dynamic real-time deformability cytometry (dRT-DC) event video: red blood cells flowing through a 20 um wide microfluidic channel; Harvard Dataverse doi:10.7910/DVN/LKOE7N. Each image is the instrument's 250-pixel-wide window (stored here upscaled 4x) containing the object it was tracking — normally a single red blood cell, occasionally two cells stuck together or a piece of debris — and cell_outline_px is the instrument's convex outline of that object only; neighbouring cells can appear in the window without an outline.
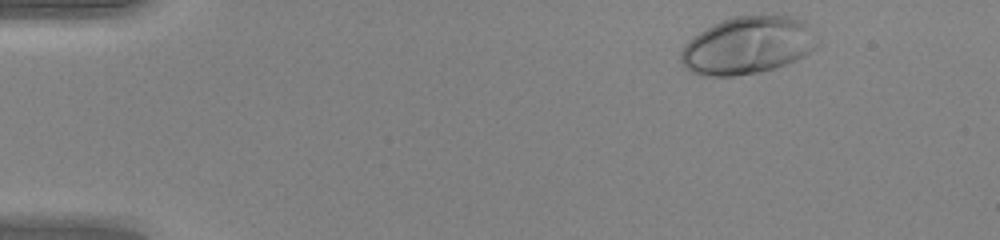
{"species": "human", "species_latin": "Homo sapiens", "temperature_condition": "warm", "stored_images_in_passage": 44, "camera_frame_rate_fps": 3000, "um_per_image_px": 0.085, "donor": {"sex": "female"}, "frame": {"image": 1, "passage_image": 2, "time_ms": 0.333, "image_size_px": [1000, 240], "cell_outline_px": [[820, 44], [816, 48], [804, 56], [796, 60], [760, 72], [732, 76], [700, 76], [692, 72], [680, 60], [680, 52], [684, 44], [700, 32], [724, 20], [736, 16], [792, 16], [804, 20], [808, 24], [820, 40]], "centroid_in_image_um": [63.6, 3.86], "position_along_channel_um": 21.4, "area_um2": 45.6}}
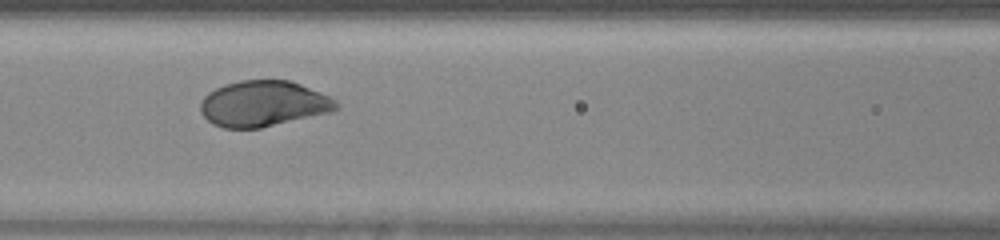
{"frame": {"image": 2, "passage_image": 18, "time_ms": 5.667, "image_size_px": [1000, 240], "cell_outline_px": [[340, 108], [332, 112], [260, 128], [224, 128], [212, 124], [200, 112], [200, 104], [204, 96], [208, 92], [224, 84], [240, 80], [288, 80], [300, 84], [328, 96], [336, 100], [340, 104]], "centroid_in_image_um": [22.38, 8.82], "position_along_channel_um": 144.2, "area_um2": 36.3}}
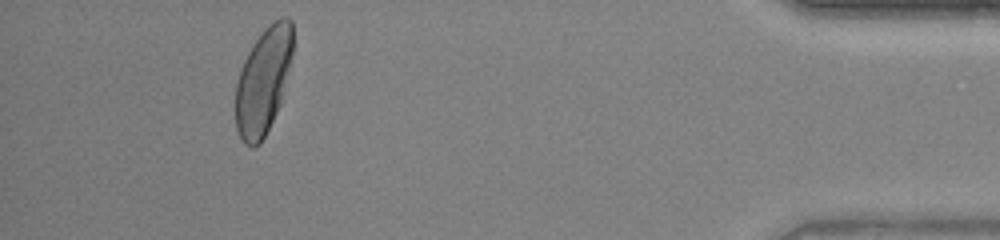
{"frame": {"image": 3, "passage_image": 41, "time_ms": 13.333, "image_size_px": [1000, 240], "cell_outline_px": [[292, 52], [280, 104], [260, 144], [252, 148], [244, 144], [236, 128], [236, 84], [240, 68], [252, 44], [264, 28], [268, 24], [280, 16], [288, 16], [292, 20]], "centroid_in_image_um": [22.36, 6.84], "position_along_channel_um": 412.8, "area_um2": 35.32}, "authors_computed_cell_mechanics": {"area_um2": 36.6452, "velocity_mm_per_s": 4.2342, "shape_relaxation_time_tau1_ms": 1.8624, "shape_relaxation_time_tau2_ms": null, "deformation_change_tau1": 0.1595, "deformation_change_tau2": null}}